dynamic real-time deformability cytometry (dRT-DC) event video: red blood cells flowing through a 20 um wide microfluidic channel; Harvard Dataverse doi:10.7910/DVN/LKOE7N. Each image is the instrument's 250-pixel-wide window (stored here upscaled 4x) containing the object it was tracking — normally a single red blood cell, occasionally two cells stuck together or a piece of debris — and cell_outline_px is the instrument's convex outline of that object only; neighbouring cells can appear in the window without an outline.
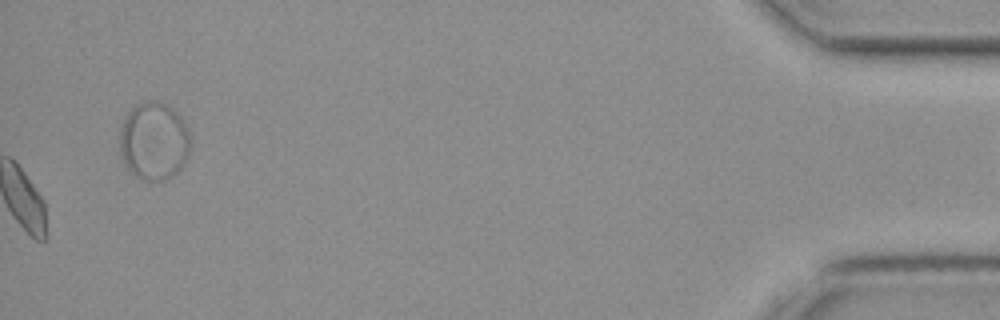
{"species": "common noctule bat (a hibernating species)", "species_latin": "Nyctalus noctula", "temperature_condition": "cold", "stored_images_in_passage": 35, "segment_of_instrument_passage": [2, 2], "camera_frame_rate_fps": 3000, "um_per_image_px": 0.085, "animal": {"sex": "female", "body_mass_g": 19.3, "forearm_length_mm": 54.1}, "frame": {"image": 1, "passage_image": 35, "time_ms": 11.333, "image_size_px": [1000, 320], "cell_outline_px": [[188, 156], [184, 164], [172, 176], [164, 180], [140, 180], [124, 164], [120, 152], [120, 132], [124, 120], [128, 112], [136, 104], [144, 100], [152, 100], [164, 104], [172, 108], [180, 116], [188, 132]], "centroid_in_image_um": [13.05, 11.99], "position_along_channel_um": 422.1, "area_um2": 31.79}}